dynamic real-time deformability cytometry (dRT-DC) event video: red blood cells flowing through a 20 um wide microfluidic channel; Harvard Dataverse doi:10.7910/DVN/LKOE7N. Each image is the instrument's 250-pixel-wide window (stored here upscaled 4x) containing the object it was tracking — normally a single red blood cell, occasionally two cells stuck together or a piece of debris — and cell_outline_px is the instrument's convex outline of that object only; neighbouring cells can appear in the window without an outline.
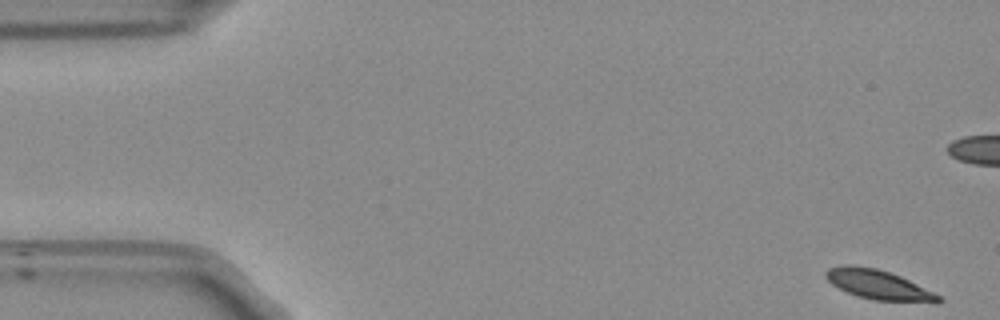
{"species": "Egyptian fruit bat (a non-hibernating species)", "species_latin": "Rousettus aegyptiacus", "temperature_condition": "room temperature", "stored_images_in_passage": 54, "camera_frame_rate_fps": 3000, "um_per_image_px": 0.085, "frame": {"image": 1, "passage_image": 1, "time_ms": 0.0, "image_size_px": [1000, 320], "cell_outline_px": [[944, 300], [940, 304], [936, 304], [872, 300], [856, 296], [832, 284], [824, 276], [824, 272], [828, 268], [844, 264], [848, 264], [876, 268], [900, 276], [940, 296]], "centroid_in_image_um": [74.69, 24.23], "position_along_channel_um": 10.3, "area_um2": 19.65}}
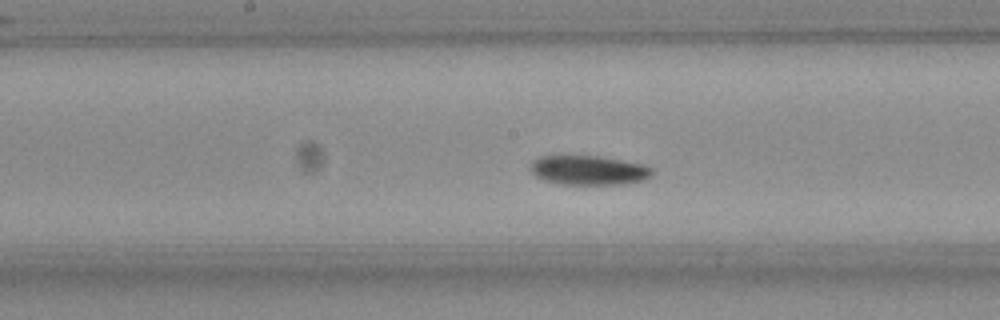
{"frame": {"image": 2, "passage_image": 26, "time_ms": 8.333, "image_size_px": [1000, 320], "cell_outline_px": [[652, 172], [648, 176], [640, 180], [624, 184], [556, 184], [544, 180], [536, 176], [528, 168], [532, 160], [540, 156], [600, 156], [644, 164], [652, 168]], "centroid_in_image_um": [49.97, 14.46], "position_along_channel_um": 198.2, "area_um2": 20.81}}
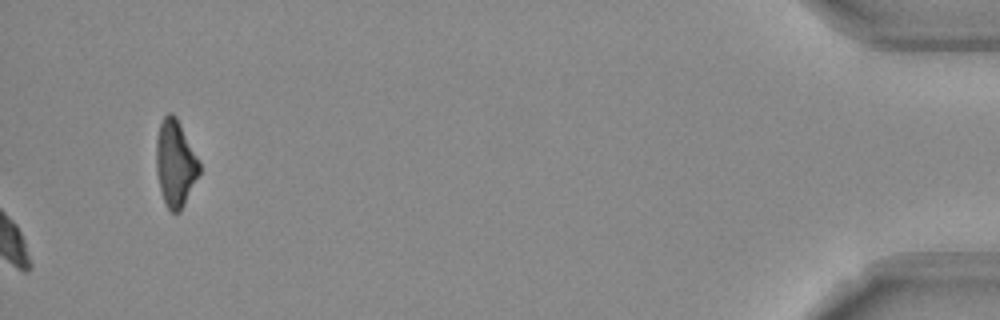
{"frame": {"image": 3, "passage_image": 54, "time_ms": 17.667, "image_size_px": [1000, 320], "cell_outline_px": [[200, 172], [180, 212], [172, 212], [164, 204], [156, 172], [156, 140], [160, 124], [164, 116], [168, 112], [172, 112], [176, 116], [200, 160]], "centroid_in_image_um": [14.9, 13.87], "position_along_channel_um": 420.3, "area_um2": 21.85}, "authors_computed_cell_mechanics": {"area_um2": 20.4323, "velocity_mm_per_s": 3.7518, "shape_relaxation_time_tau1_ms": 4.1743, "shape_relaxation_time_tau2_ms": null, "deformation_change_tau1": 0.0996, "deformation_change_tau2": null}}